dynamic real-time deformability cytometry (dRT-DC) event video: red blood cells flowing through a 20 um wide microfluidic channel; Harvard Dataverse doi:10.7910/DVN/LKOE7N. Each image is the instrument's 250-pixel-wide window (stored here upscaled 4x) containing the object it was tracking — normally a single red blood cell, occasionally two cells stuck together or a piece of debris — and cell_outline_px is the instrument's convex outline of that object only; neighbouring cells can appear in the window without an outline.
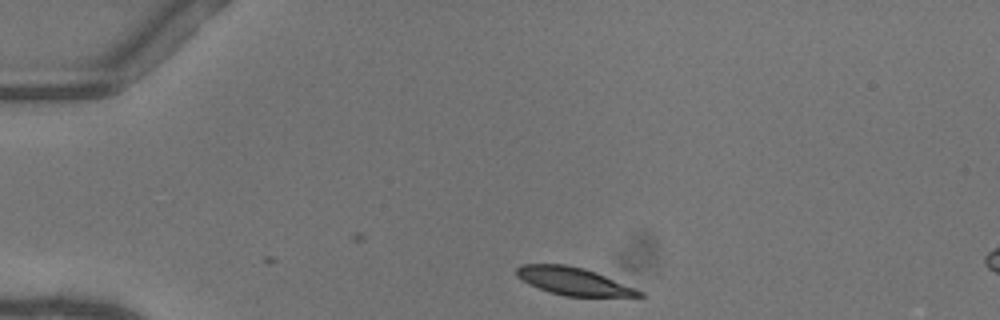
{"species": "common noctule bat (a hibernating species)", "species_latin": "Nyctalus noctula", "temperature_condition": "warm", "stored_images_in_passage": 6, "camera_frame_rate_fps": 3000, "um_per_image_px": 0.085, "animal": {"sex": "female"}, "frame": {"image": 1, "passage_image": 1, "time_ms": 0.0, "image_size_px": [1000, 320], "cell_outline_px": [[644, 296], [564, 296], [548, 292], [528, 284], [516, 276], [516, 268], [520, 264], [564, 264], [584, 268], [596, 272], [636, 288], [644, 292]], "centroid_in_image_um": [48.72, 23.9], "position_along_channel_um": 36.3, "area_um2": 19.83}}